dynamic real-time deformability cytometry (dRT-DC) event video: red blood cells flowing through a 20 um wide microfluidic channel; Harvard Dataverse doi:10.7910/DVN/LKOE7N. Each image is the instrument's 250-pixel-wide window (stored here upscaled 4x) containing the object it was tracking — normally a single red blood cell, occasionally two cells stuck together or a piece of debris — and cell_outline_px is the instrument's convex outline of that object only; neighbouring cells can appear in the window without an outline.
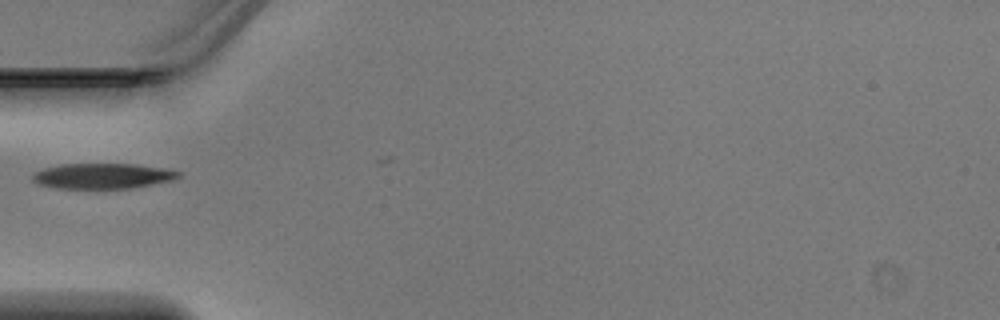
{"species": "Egyptian fruit bat (a non-hibernating species)", "species_latin": "Rousettus aegyptiacus", "temperature_condition": "warm", "stored_images_in_passage": 24, "camera_frame_rate_fps": 3000, "um_per_image_px": 0.085, "animal": {"sex": "male"}, "frame": {"image": 1, "passage_image": 1, "time_ms": 0.0, "image_size_px": [1000, 320], "cell_outline_px": [[180, 176], [172, 180], [132, 188], [56, 188], [40, 184], [32, 180], [32, 172], [44, 168], [60, 164], [132, 164], [164, 168], [180, 172]], "centroid_in_image_um": [8.68, 14.95], "position_along_channel_um": 76.3, "area_um2": 21.44}}
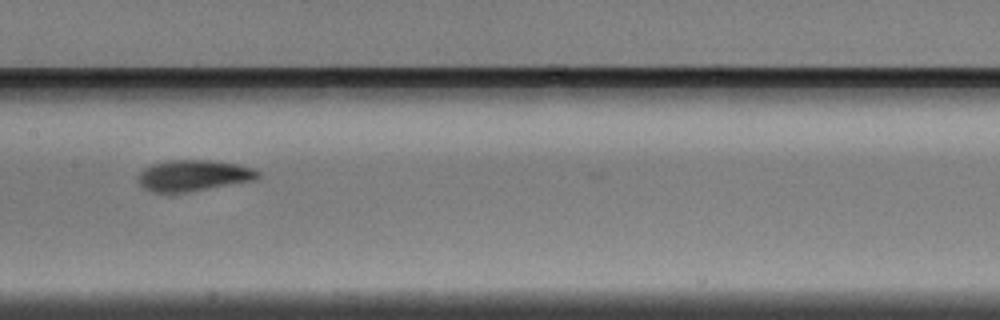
{"frame": {"image": 2, "passage_image": 9, "time_ms": 2.667, "image_size_px": [1000, 320], "cell_outline_px": [[260, 176], [256, 180], [168, 196], [152, 192], [144, 188], [136, 180], [140, 172], [144, 168], [152, 164], [168, 160], [208, 160], [236, 164], [252, 168], [260, 172]], "centroid_in_image_um": [16.39, 14.96], "position_along_channel_um": 191.0, "area_um2": 22.37}}
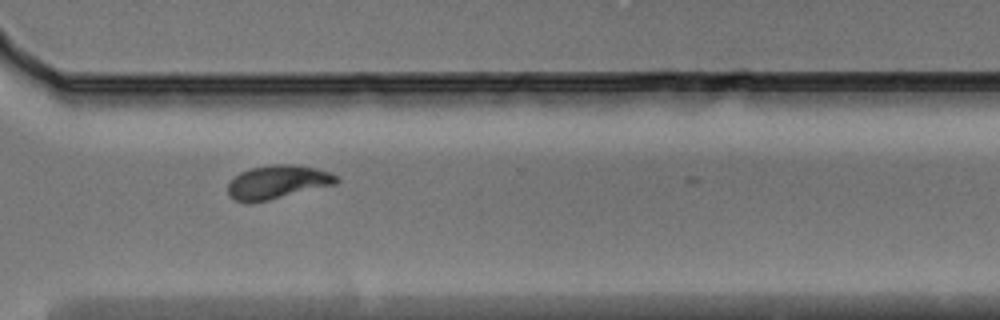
{"frame": {"image": 3, "passage_image": 20, "time_ms": 6.333, "image_size_px": [1000, 320], "cell_outline_px": [[340, 180], [336, 184], [252, 204], [248, 204], [236, 200], [228, 196], [228, 184], [240, 172], [252, 168], [272, 164], [296, 164], [316, 168], [340, 176]], "centroid_in_image_um": [23.6, 15.48], "position_along_channel_um": 347.0, "area_um2": 21.44}}